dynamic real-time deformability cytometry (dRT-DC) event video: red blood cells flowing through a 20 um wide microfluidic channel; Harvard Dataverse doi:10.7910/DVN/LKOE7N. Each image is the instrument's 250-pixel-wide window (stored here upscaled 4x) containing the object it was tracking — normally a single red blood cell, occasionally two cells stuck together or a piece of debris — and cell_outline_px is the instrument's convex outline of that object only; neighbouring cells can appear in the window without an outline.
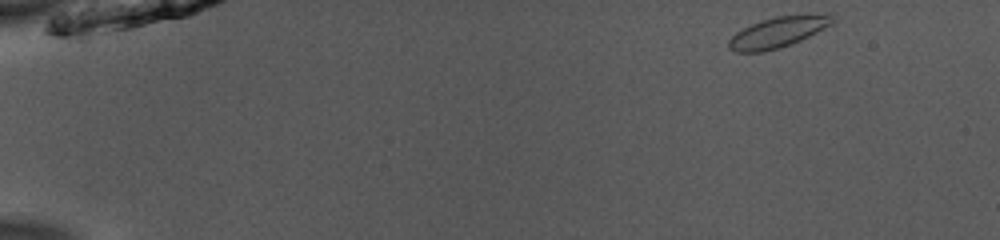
{"species": "common noctule bat (a hibernating species)", "species_latin": "Nyctalus noctula", "temperature_condition": "room temperature", "stored_images_in_passage": 11, "camera_frame_rate_fps": 3000, "um_per_image_px": 0.085, "animal": {"sex": "male", "body_mass_g": 13.0, "forearm_length_mm": 53.1}, "frame": {"image": 1, "passage_image": 1, "time_ms": 0.0, "image_size_px": [1000, 240], "cell_outline_px": [[836, 20], [832, 24], [800, 40], [780, 48], [764, 52], [736, 52], [728, 48], [728, 40], [736, 32], [760, 20], [776, 16], [828, 12], [836, 16]], "centroid_in_image_um": [66.18, 2.71], "position_along_channel_um": 18.8, "area_um2": 18.84}}